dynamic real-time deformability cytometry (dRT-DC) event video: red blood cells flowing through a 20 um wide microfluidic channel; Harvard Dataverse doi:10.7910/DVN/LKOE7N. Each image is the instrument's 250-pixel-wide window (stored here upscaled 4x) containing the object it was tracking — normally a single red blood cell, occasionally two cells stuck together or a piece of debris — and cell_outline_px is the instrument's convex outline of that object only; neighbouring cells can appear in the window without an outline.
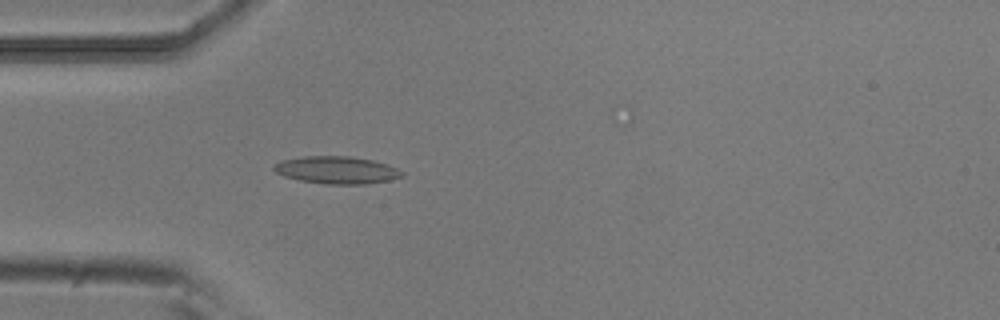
{"species": "common noctule bat (a hibernating species)", "species_latin": "Nyctalus noctula", "temperature_condition": "room temperature", "stored_images_in_passage": 52, "camera_frame_rate_fps": 3000, "um_per_image_px": 0.085, "animal": {"sex": "male", "body_mass_g": 20.5, "forearm_length_mm": 52.5}, "frame": {"image": 1, "passage_image": 15, "time_ms": 4.667, "image_size_px": [1000, 320], "cell_outline_px": [[404, 176], [388, 180], [364, 184], [324, 184], [300, 180], [284, 176], [276, 172], [272, 168], [280, 160], [304, 156], [348, 156], [372, 160], [388, 164], [404, 172]], "centroid_in_image_um": [28.62, 14.45], "position_along_channel_um": 56.4, "area_um2": 20.4}}
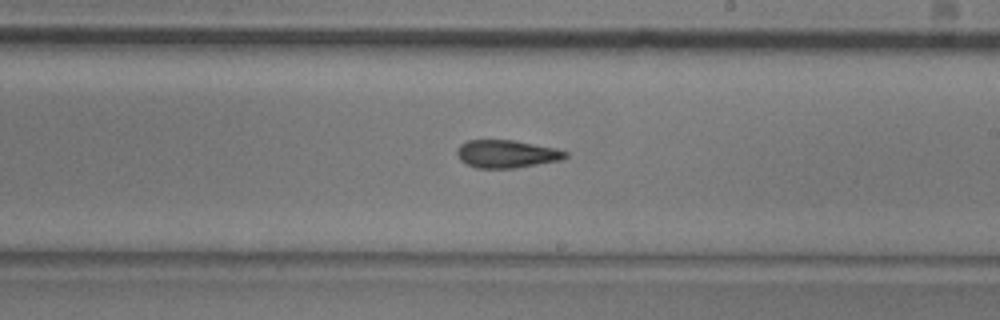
{"frame": {"image": 2, "passage_image": 30, "time_ms": 9.667, "image_size_px": [1000, 320], "cell_outline_px": [[568, 156], [564, 160], [516, 168], [476, 168], [460, 160], [456, 152], [460, 144], [468, 140], [512, 140], [556, 148], [568, 152]], "centroid_in_image_um": [43.1, 13.09], "position_along_channel_um": 245.9, "area_um2": 17.69}}
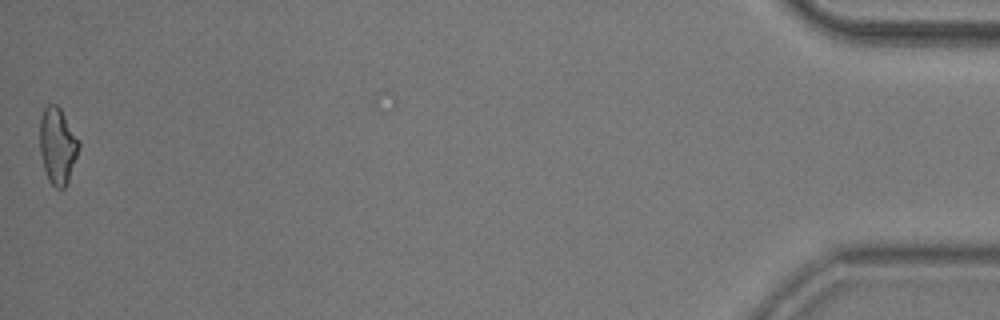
{"frame": {"image": 3, "passage_image": 52, "time_ms": 17.0, "image_size_px": [1000, 320], "cell_outline_px": [[80, 144], [68, 180], [64, 188], [56, 188], [52, 184], [44, 168], [40, 152], [40, 120], [44, 108], [48, 104], [56, 104], [60, 108], [80, 140]], "centroid_in_image_um": [4.89, 12.35], "position_along_channel_um": 430.3, "area_um2": 17.05}, "authors_computed_cell_mechanics": {"area_um2": 17.8024, "velocity_mm_per_s": 3.8497, "shape_relaxation_time_tau1_ms": null, "shape_relaxation_time_tau2_ms": 3.5091, "deformation_change_tau1": null, "deformation_change_tau2": 0.1226}}